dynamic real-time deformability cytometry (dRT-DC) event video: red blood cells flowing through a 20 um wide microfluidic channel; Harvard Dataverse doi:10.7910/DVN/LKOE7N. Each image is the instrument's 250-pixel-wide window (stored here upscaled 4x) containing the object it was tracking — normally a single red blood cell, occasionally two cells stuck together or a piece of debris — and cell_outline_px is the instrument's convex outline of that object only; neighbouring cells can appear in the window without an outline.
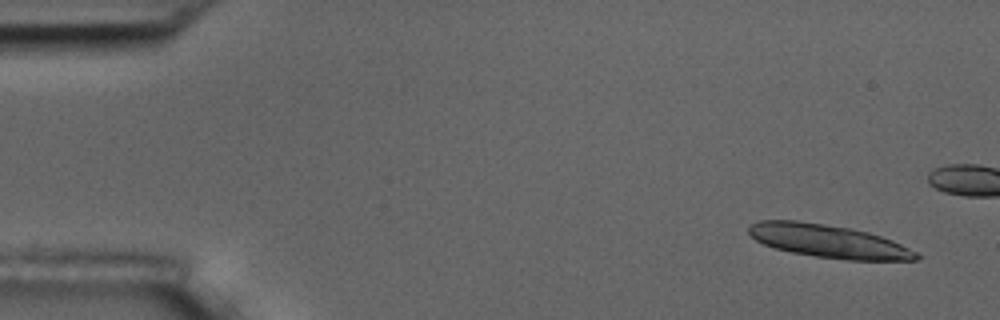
{"species": "common noctule bat (a hibernating species)", "species_latin": "Nyctalus noctula", "temperature_condition": "room temperature", "stored_images_in_passage": 7, "camera_frame_rate_fps": 3000, "um_per_image_px": 0.085, "animal": {"sex": "male", "body_mass_g": 17.5, "forearm_length_mm": 52.3}, "frame": {"image": 1, "passage_image": 1, "time_ms": 0.0, "image_size_px": [1000, 320], "cell_outline_px": [[920, 260], [848, 260], [816, 256], [792, 252], [776, 248], [764, 244], [756, 240], [748, 232], [748, 228], [752, 224], [760, 220], [796, 220], [852, 228], [868, 232], [892, 240], [916, 252], [920, 256]], "centroid_in_image_um": [70.43, 20.49], "position_along_channel_um": 14.6, "area_um2": 32.08}}